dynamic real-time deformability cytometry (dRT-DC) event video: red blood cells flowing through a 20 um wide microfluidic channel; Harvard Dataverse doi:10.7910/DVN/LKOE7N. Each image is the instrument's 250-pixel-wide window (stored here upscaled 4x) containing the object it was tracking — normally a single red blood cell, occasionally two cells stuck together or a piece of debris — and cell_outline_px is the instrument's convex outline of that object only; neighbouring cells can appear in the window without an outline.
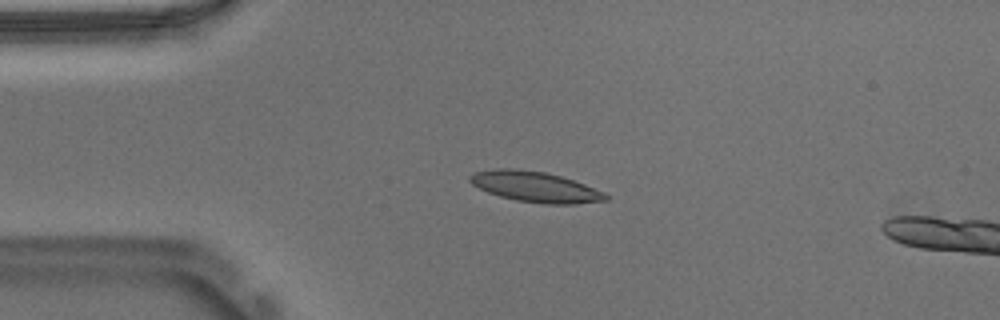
{"species": "Egyptian fruit bat (a non-hibernating species)", "species_latin": "Rousettus aegyptiacus", "temperature_condition": "warm", "stored_images_in_passage": 15, "camera_frame_rate_fps": 3000, "um_per_image_px": 0.085, "animal": {"sex": "male"}, "frame": {"image": 1, "passage_image": 11, "time_ms": 3.333, "image_size_px": [1000, 320], "cell_outline_px": [[608, 200], [576, 204], [544, 204], [516, 200], [500, 196], [488, 192], [472, 184], [468, 180], [468, 176], [476, 172], [496, 168], [516, 168], [544, 172], [560, 176], [584, 184], [604, 192], [608, 196]], "centroid_in_image_um": [45.49, 15.88], "position_along_channel_um": 39.5, "area_um2": 24.04}}